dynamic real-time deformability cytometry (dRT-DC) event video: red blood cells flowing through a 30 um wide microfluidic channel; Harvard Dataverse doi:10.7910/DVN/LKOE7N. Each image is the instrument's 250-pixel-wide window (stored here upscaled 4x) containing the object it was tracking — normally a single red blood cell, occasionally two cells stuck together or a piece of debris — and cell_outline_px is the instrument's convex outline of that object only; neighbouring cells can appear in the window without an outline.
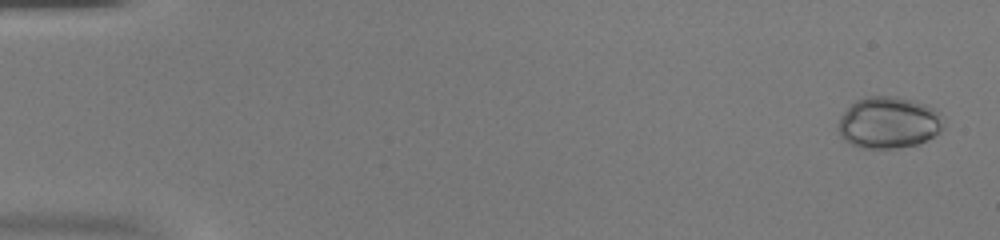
{"species": "common noctule bat (a hibernating species)", "species_latin": "Nyctalus noctula", "temperature_condition": "warm", "stored_images_in_passage": 53, "camera_frame_rate_fps": 3000, "um_per_image_px": 0.085, "animal": {"sex": "female", "body_mass_g": 20.0, "forearm_length_mm": 54.0}, "frame": {"image": 1, "passage_image": 2, "time_ms": 0.333, "image_size_px": [1000, 240], "cell_outline_px": [[944, 128], [940, 132], [916, 144], [896, 148], [860, 148], [844, 140], [840, 136], [840, 116], [856, 100], [868, 96], [896, 96], [912, 100], [936, 108], [940, 112]], "centroid_in_image_um": [75.55, 10.41], "position_along_channel_um": 9.4, "area_um2": 31.5}}
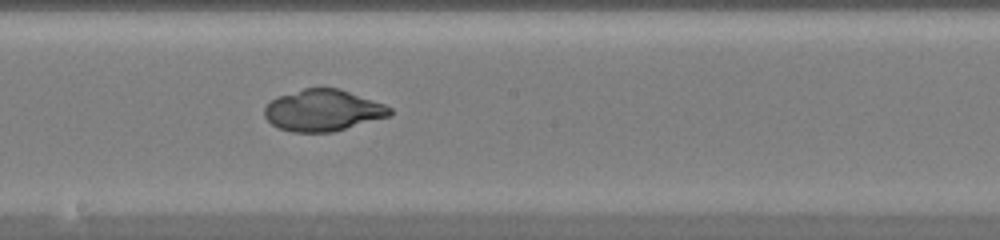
{"frame": {"image": 2, "passage_image": 30, "time_ms": 9.667, "image_size_px": [1000, 240], "cell_outline_px": [[392, 112], [388, 116], [332, 132], [292, 132], [280, 128], [272, 124], [264, 116], [264, 108], [276, 96], [304, 88], [340, 88], [384, 104], [392, 108]], "centroid_in_image_um": [27.43, 9.37], "position_along_channel_um": 220.8, "area_um2": 30.11}}
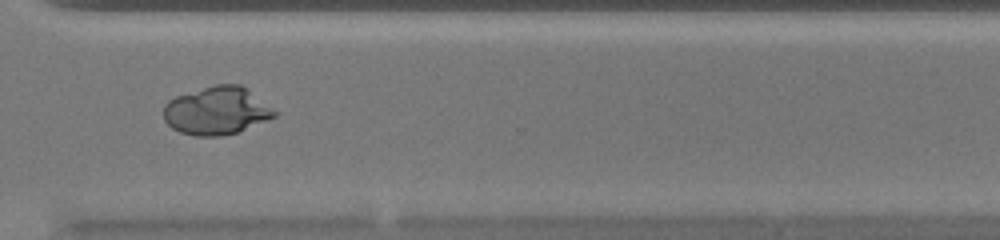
{"frame": {"image": 3, "passage_image": 40, "time_ms": 13.0, "image_size_px": [1000, 240], "cell_outline_px": [[276, 116], [236, 132], [220, 136], [196, 136], [180, 132], [172, 128], [164, 120], [164, 104], [168, 100], [176, 96], [216, 84], [240, 84], [276, 112]], "centroid_in_image_um": [18.36, 9.42], "position_along_channel_um": 352.2, "area_um2": 30.4}}